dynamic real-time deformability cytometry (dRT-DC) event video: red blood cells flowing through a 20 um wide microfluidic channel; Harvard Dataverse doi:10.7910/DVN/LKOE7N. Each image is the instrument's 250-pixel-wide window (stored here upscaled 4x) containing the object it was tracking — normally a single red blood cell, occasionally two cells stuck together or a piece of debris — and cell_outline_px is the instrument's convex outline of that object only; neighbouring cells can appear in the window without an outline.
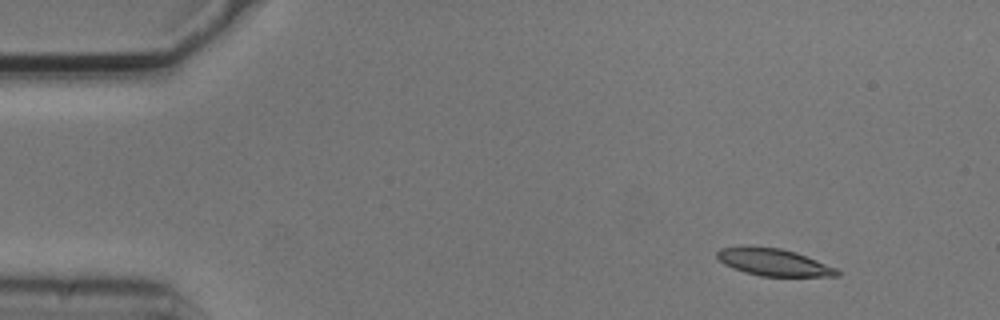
{"species": "common noctule bat (a hibernating species)", "species_latin": "Nyctalus noctula", "temperature_condition": "cold", "stored_images_in_passage": 4, "camera_frame_rate_fps": 3000, "um_per_image_px": 0.085, "animal": {"sex": "male", "body_mass_g": 20.5, "forearm_length_mm": 52.5}, "frame": {"image": 1, "passage_image": 1, "time_ms": 0.0, "image_size_px": [1000, 320], "cell_outline_px": [[840, 276], [760, 276], [744, 272], [732, 268], [724, 264], [716, 256], [716, 252], [720, 248], [780, 248], [796, 252], [836, 268], [840, 272]], "centroid_in_image_um": [65.79, 22.32], "position_along_channel_um": 19.2, "area_um2": 18.44}}
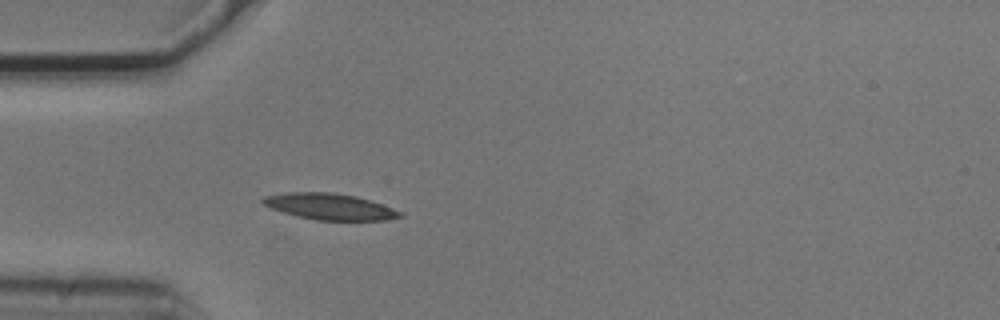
{"frame": {"image": 2, "passage_image": 4, "time_ms": 1.0, "image_size_px": [1000, 320], "cell_outline_px": [[404, 216], [384, 220], [316, 220], [296, 216], [272, 208], [264, 204], [260, 200], [264, 196], [288, 192], [332, 192], [356, 196], [404, 212]], "centroid_in_image_um": [28.03, 17.56], "position_along_channel_um": 57.0, "area_um2": 20.81}}